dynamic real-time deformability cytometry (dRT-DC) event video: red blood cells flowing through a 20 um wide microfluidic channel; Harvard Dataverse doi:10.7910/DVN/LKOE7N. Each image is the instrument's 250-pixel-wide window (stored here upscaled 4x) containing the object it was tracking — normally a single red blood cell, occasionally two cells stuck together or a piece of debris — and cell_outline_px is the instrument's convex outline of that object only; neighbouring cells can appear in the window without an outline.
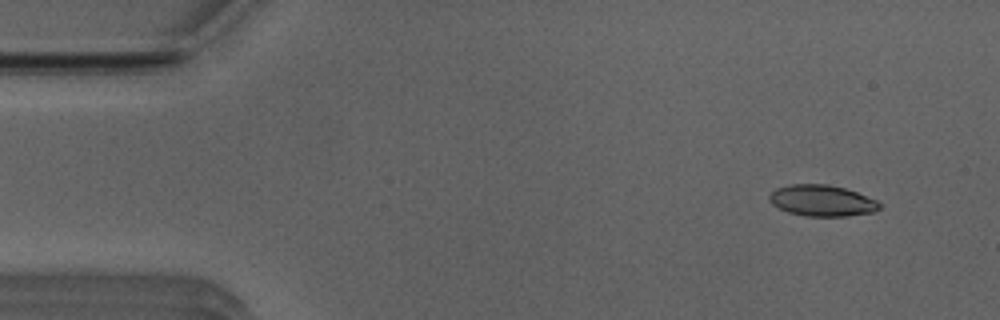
{"species": "Egyptian fruit bat (a non-hibernating species)", "species_latin": "Rousettus aegyptiacus", "temperature_condition": "room temperature", "stored_images_in_passage": 45, "camera_frame_rate_fps": 3000, "um_per_image_px": 0.085, "animal": {"sex": "male"}, "frame": {"image": 1, "passage_image": 1, "time_ms": 0.0, "image_size_px": [1000, 320], "cell_outline_px": [[880, 208], [872, 212], [848, 216], [804, 216], [788, 212], [772, 204], [768, 200], [768, 196], [776, 188], [792, 184], [828, 184], [844, 188], [856, 192], [876, 200], [880, 204]], "centroid_in_image_um": [69.84, 17.05], "position_along_channel_um": 15.2, "area_um2": 19.94}}
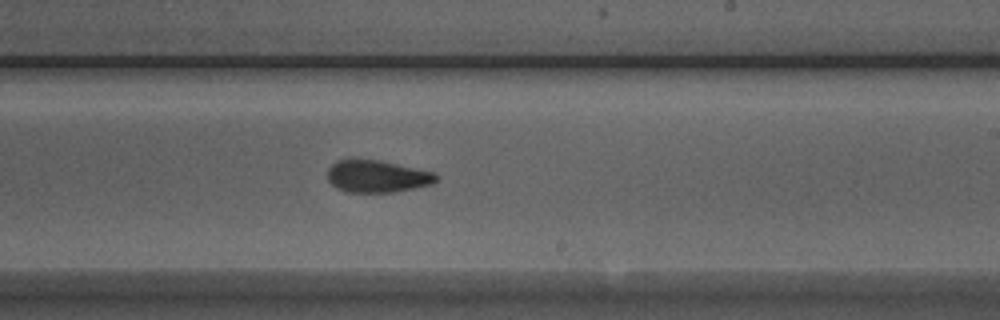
{"frame": {"image": 2, "passage_image": 27, "time_ms": 8.667, "image_size_px": [1000, 320], "cell_outline_px": [[436, 180], [432, 184], [396, 192], [344, 192], [336, 188], [328, 180], [328, 168], [336, 160], [348, 156], [356, 156], [380, 160], [436, 172]], "centroid_in_image_um": [31.99, 14.94], "position_along_channel_um": 257.0, "area_um2": 21.15}}
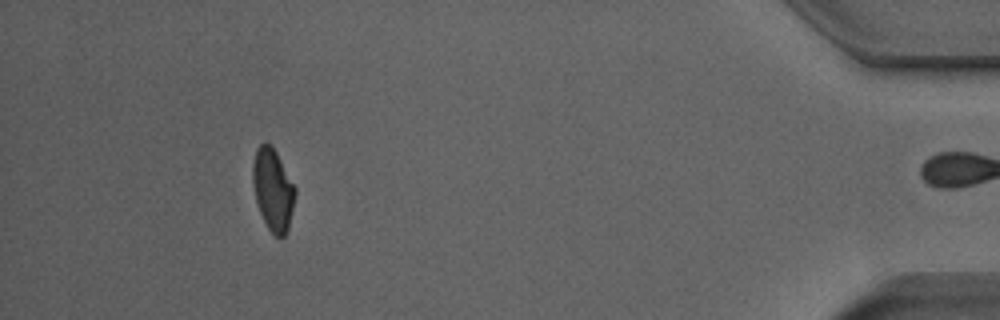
{"frame": {"image": 3, "passage_image": 44, "time_ms": 14.333, "image_size_px": [1000, 320], "cell_outline_px": [[296, 192], [288, 232], [280, 240], [268, 228], [260, 212], [256, 200], [252, 180], [252, 164], [256, 148], [264, 140], [276, 152], [296, 188]], "centroid_in_image_um": [23.2, 16.13], "position_along_channel_um": 412.0, "area_um2": 20.29}, "authors_computed_cell_mechanics": {"area_um2": 20.7502, "velocity_mm_per_s": 3.9368, "shape_relaxation_time_tau1_ms": 7.1929, "shape_relaxation_time_tau2_ms": 2.2077, "deformation_change_tau1": 0.178, "deformation_change_tau2": 0.0867}}